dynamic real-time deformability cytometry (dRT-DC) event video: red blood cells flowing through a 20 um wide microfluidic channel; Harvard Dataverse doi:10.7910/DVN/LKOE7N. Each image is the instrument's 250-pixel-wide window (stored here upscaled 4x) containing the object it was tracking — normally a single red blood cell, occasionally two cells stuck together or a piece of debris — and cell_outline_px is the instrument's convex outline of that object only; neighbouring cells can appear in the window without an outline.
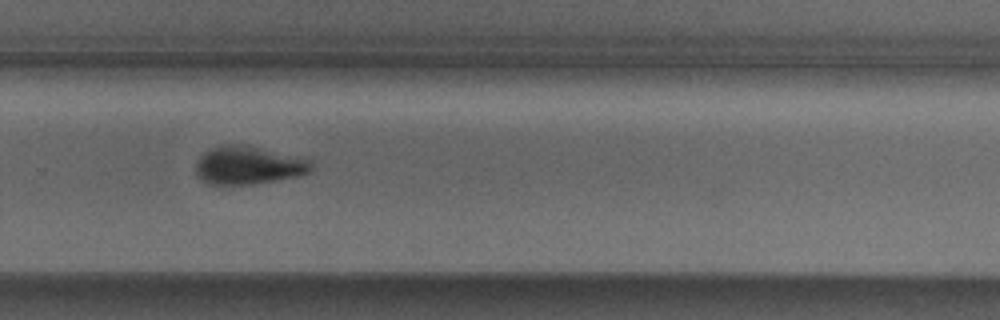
{"species": "Egyptian fruit bat (a non-hibernating species)", "species_latin": "Rousettus aegyptiacus", "temperature_condition": "cold", "stored_images_in_passage": 28, "camera_frame_rate_fps": 3000, "um_per_image_px": 0.085, "animal": {"sex": "male"}, "frame": {"image": 1, "passage_image": 20, "time_ms": 6.333, "image_size_px": [1000, 320], "cell_outline_px": [[312, 172], [300, 176], [256, 184], [208, 184], [200, 180], [196, 176], [196, 164], [200, 156], [208, 148], [220, 144], [240, 144], [308, 160], [312, 164]], "centroid_in_image_um": [21.04, 14.07], "position_along_channel_um": 308.8, "area_um2": 25.55}}
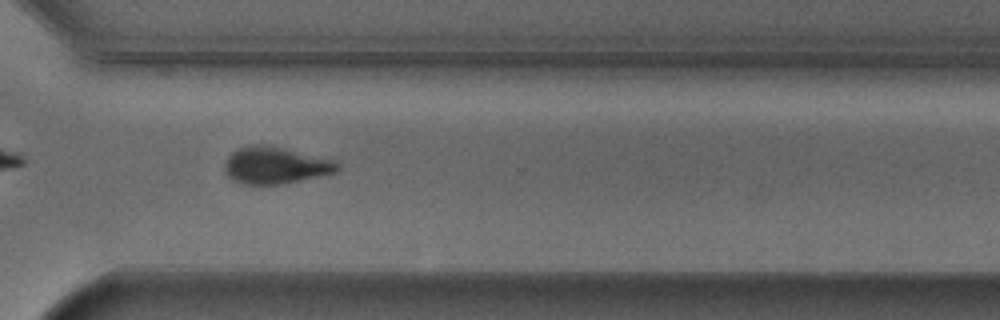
{"frame": {"image": 2, "passage_image": 23, "time_ms": 7.333, "image_size_px": [1000, 320], "cell_outline_px": [[340, 168], [336, 172], [284, 184], [244, 184], [232, 180], [224, 172], [224, 164], [228, 156], [236, 148], [252, 144], [268, 144], [336, 160], [340, 164]], "centroid_in_image_um": [23.4, 14.04], "position_along_channel_um": 347.2, "area_um2": 24.62}, "authors_computed_cell_mechanics": {"area_um2": 27.166, "velocity_mm_per_s": 3.8361, "shape_relaxation_time_tau1_ms": 3.1418, "shape_relaxation_time_tau2_ms": null, "deformation_change_tau1": 0.1076, "deformation_change_tau2": null}}